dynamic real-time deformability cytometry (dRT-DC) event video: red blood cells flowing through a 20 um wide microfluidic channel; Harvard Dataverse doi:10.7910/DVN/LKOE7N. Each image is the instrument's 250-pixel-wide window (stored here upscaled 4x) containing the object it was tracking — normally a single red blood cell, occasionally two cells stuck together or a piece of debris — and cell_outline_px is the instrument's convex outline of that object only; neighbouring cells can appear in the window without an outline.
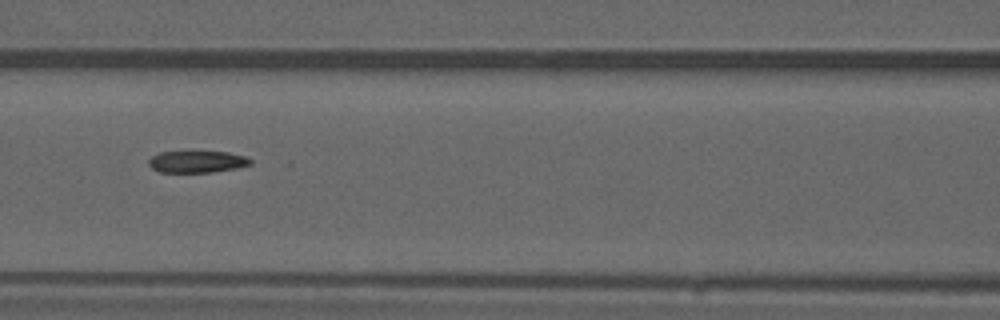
{"species": "common noctule bat (a hibernating species)", "species_latin": "Nyctalus noctula", "temperature_condition": "warm", "stored_images_in_passage": 52, "camera_frame_rate_fps": 3000, "um_per_image_px": 0.085, "animal": {"sex": "male", "forearm_length_mm": 52.5}, "frame": {"image": 1, "passage_image": 23, "time_ms": 7.333, "image_size_px": [1000, 320], "cell_outline_px": [[252, 164], [236, 168], [212, 172], [160, 172], [152, 168], [148, 164], [148, 160], [152, 156], [160, 152], [192, 148], [228, 152], [248, 156], [252, 160]], "centroid_in_image_um": [16.75, 13.68], "position_along_channel_um": 149.8, "area_um2": 13.93}, "authors_computed_cell_mechanics": {"area_um2": 14.5656, "velocity_mm_per_s": 3.9201, "shape_relaxation_time_tau1_ms": null, "shape_relaxation_time_tau2_ms": 4.6327, "deformation_change_tau1": null, "deformation_change_tau2": 0.0943}}